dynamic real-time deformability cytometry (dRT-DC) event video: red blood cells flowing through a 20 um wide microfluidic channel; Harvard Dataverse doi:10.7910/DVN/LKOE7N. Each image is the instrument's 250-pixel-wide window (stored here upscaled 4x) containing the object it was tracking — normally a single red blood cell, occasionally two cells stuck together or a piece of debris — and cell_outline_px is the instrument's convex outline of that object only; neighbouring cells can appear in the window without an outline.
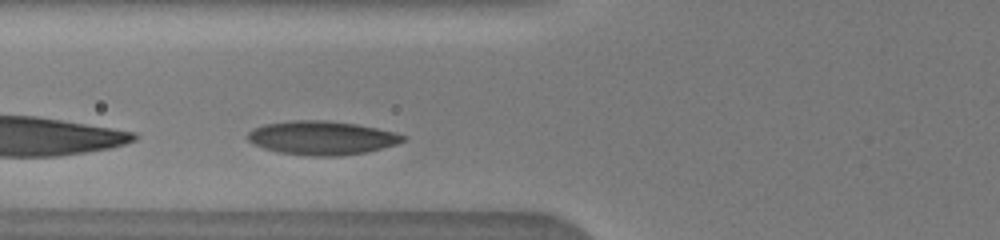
{"species": "human", "species_latin": "Homo sapiens", "temperature_condition": "warm", "stored_images_in_passage": 4, "camera_frame_rate_fps": 3000, "um_per_image_px": 0.085, "donor": {"sex": "male"}, "frame": {"image": 1, "passage_image": 4, "time_ms": 1.333, "image_size_px": [1000, 240], "cell_outline_px": [[408, 136], [404, 140], [396, 144], [368, 152], [336, 156], [312, 156], [276, 152], [252, 144], [248, 140], [248, 132], [252, 128], [264, 124], [288, 120], [328, 120], [356, 124], [396, 132]], "centroid_in_image_um": [27.34, 11.71], "position_along_channel_um": 98.5, "area_um2": 30.81}}